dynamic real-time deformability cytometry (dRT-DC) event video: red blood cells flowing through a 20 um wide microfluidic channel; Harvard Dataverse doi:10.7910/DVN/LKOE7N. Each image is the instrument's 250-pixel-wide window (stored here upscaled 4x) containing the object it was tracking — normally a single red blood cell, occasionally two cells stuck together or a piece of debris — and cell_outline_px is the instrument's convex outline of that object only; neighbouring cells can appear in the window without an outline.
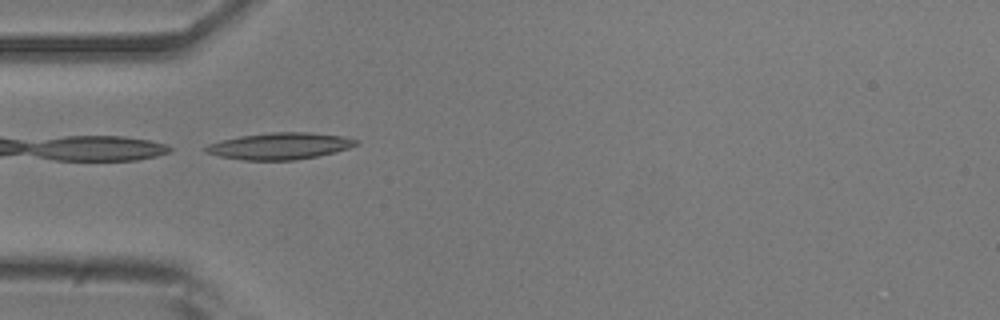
{"species": "common noctule bat (a hibernating species)", "species_latin": "Nyctalus noctula", "temperature_condition": "room temperature", "stored_images_in_passage": 40, "camera_frame_rate_fps": 3000, "um_per_image_px": 0.085, "animal": {"sex": "male", "body_mass_g": 20.5, "forearm_length_mm": 52.5}, "frame": {"image": 1, "passage_image": 1, "time_ms": 0.0, "image_size_px": [1000, 320], "cell_outline_px": [[360, 140], [356, 144], [348, 148], [336, 152], [296, 160], [244, 160], [220, 156], [204, 152], [200, 148], [208, 144], [240, 136], [272, 132], [308, 132], [344, 136]], "centroid_in_image_um": [23.77, 12.41], "position_along_channel_um": 61.2, "area_um2": 23.35}}
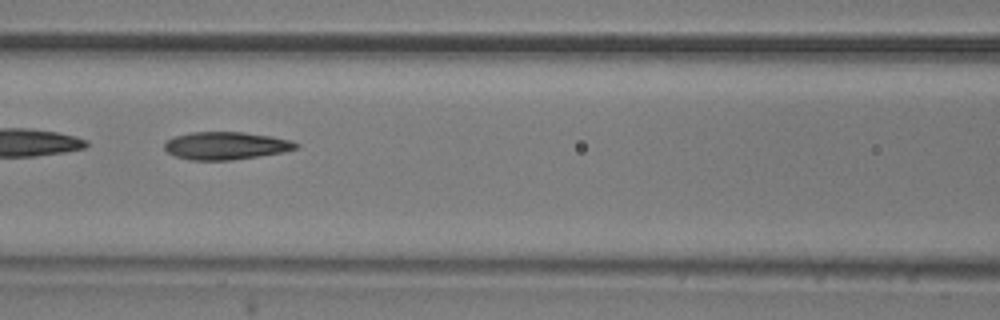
{"frame": {"image": 2, "passage_image": 8, "time_ms": 2.333, "image_size_px": [1000, 320], "cell_outline_px": [[300, 144], [296, 148], [284, 152], [232, 160], [188, 160], [176, 156], [168, 152], [164, 148], [164, 144], [172, 136], [192, 132], [244, 132], [292, 140]], "centroid_in_image_um": [19.19, 12.38], "position_along_channel_um": 147.4, "area_um2": 21.21}}
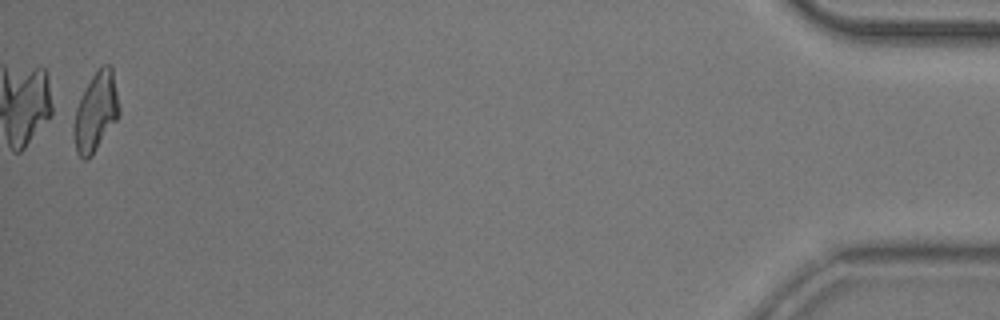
{"frame": {"image": 3, "passage_image": 38, "time_ms": 12.333, "image_size_px": [1000, 320], "cell_outline_px": [[120, 116], [92, 156], [88, 160], [84, 160], [76, 152], [72, 132], [72, 128], [76, 108], [96, 68], [100, 64], [108, 64], [112, 68], [120, 112]], "centroid_in_image_um": [8.14, 9.55], "position_along_channel_um": 427.1, "area_um2": 20.98}}